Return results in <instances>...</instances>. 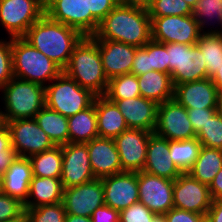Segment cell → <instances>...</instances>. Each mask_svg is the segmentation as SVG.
<instances>
[{"mask_svg": "<svg viewBox=\"0 0 222 222\" xmlns=\"http://www.w3.org/2000/svg\"><path fill=\"white\" fill-rule=\"evenodd\" d=\"M90 37L143 47L152 39L151 18L147 10L119 3L103 18L96 33Z\"/></svg>", "mask_w": 222, "mask_h": 222, "instance_id": "6da1fadb", "label": "cell"}, {"mask_svg": "<svg viewBox=\"0 0 222 222\" xmlns=\"http://www.w3.org/2000/svg\"><path fill=\"white\" fill-rule=\"evenodd\" d=\"M83 37L78 30L54 21L46 14L36 21L23 36L62 70L68 65L74 47Z\"/></svg>", "mask_w": 222, "mask_h": 222, "instance_id": "7a4b0ae2", "label": "cell"}, {"mask_svg": "<svg viewBox=\"0 0 222 222\" xmlns=\"http://www.w3.org/2000/svg\"><path fill=\"white\" fill-rule=\"evenodd\" d=\"M63 71L94 95L105 94L109 80L104 73L99 47L90 36H84L74 47Z\"/></svg>", "mask_w": 222, "mask_h": 222, "instance_id": "3957f363", "label": "cell"}, {"mask_svg": "<svg viewBox=\"0 0 222 222\" xmlns=\"http://www.w3.org/2000/svg\"><path fill=\"white\" fill-rule=\"evenodd\" d=\"M13 76L37 83L53 81L63 70L23 37L11 38Z\"/></svg>", "mask_w": 222, "mask_h": 222, "instance_id": "277c9868", "label": "cell"}, {"mask_svg": "<svg viewBox=\"0 0 222 222\" xmlns=\"http://www.w3.org/2000/svg\"><path fill=\"white\" fill-rule=\"evenodd\" d=\"M1 90L5 102V121L34 118L45 106V87L13 77Z\"/></svg>", "mask_w": 222, "mask_h": 222, "instance_id": "5b68a950", "label": "cell"}, {"mask_svg": "<svg viewBox=\"0 0 222 222\" xmlns=\"http://www.w3.org/2000/svg\"><path fill=\"white\" fill-rule=\"evenodd\" d=\"M53 81L56 82L45 86V105L64 117H71L94 103L96 95L82 88L64 71Z\"/></svg>", "mask_w": 222, "mask_h": 222, "instance_id": "8992f818", "label": "cell"}, {"mask_svg": "<svg viewBox=\"0 0 222 222\" xmlns=\"http://www.w3.org/2000/svg\"><path fill=\"white\" fill-rule=\"evenodd\" d=\"M165 47L174 86L208 78L203 54L197 45L169 43Z\"/></svg>", "mask_w": 222, "mask_h": 222, "instance_id": "52a82bcc", "label": "cell"}, {"mask_svg": "<svg viewBox=\"0 0 222 222\" xmlns=\"http://www.w3.org/2000/svg\"><path fill=\"white\" fill-rule=\"evenodd\" d=\"M45 14V0H0V22L10 38L23 37Z\"/></svg>", "mask_w": 222, "mask_h": 222, "instance_id": "ba28073f", "label": "cell"}, {"mask_svg": "<svg viewBox=\"0 0 222 222\" xmlns=\"http://www.w3.org/2000/svg\"><path fill=\"white\" fill-rule=\"evenodd\" d=\"M150 18L152 40L160 43L196 45L202 34L193 15Z\"/></svg>", "mask_w": 222, "mask_h": 222, "instance_id": "9c48e42d", "label": "cell"}, {"mask_svg": "<svg viewBox=\"0 0 222 222\" xmlns=\"http://www.w3.org/2000/svg\"><path fill=\"white\" fill-rule=\"evenodd\" d=\"M45 14L78 30L83 36H93L100 24L91 13H87L85 0H45Z\"/></svg>", "mask_w": 222, "mask_h": 222, "instance_id": "30bf717a", "label": "cell"}, {"mask_svg": "<svg viewBox=\"0 0 222 222\" xmlns=\"http://www.w3.org/2000/svg\"><path fill=\"white\" fill-rule=\"evenodd\" d=\"M11 136L12 148L19 156L29 158L55 146L34 118L6 122Z\"/></svg>", "mask_w": 222, "mask_h": 222, "instance_id": "8fae6325", "label": "cell"}, {"mask_svg": "<svg viewBox=\"0 0 222 222\" xmlns=\"http://www.w3.org/2000/svg\"><path fill=\"white\" fill-rule=\"evenodd\" d=\"M154 133L168 140H189L196 137L187 109L173 98L158 104Z\"/></svg>", "mask_w": 222, "mask_h": 222, "instance_id": "7c38bea8", "label": "cell"}, {"mask_svg": "<svg viewBox=\"0 0 222 222\" xmlns=\"http://www.w3.org/2000/svg\"><path fill=\"white\" fill-rule=\"evenodd\" d=\"M211 203L209 186L197 181L189 173H182L174 180V208L206 216Z\"/></svg>", "mask_w": 222, "mask_h": 222, "instance_id": "4fadbf2b", "label": "cell"}, {"mask_svg": "<svg viewBox=\"0 0 222 222\" xmlns=\"http://www.w3.org/2000/svg\"><path fill=\"white\" fill-rule=\"evenodd\" d=\"M173 185L174 180L139 171V202L155 214H166L174 207Z\"/></svg>", "mask_w": 222, "mask_h": 222, "instance_id": "5bb4252c", "label": "cell"}, {"mask_svg": "<svg viewBox=\"0 0 222 222\" xmlns=\"http://www.w3.org/2000/svg\"><path fill=\"white\" fill-rule=\"evenodd\" d=\"M62 203L66 214L91 217L98 207L105 204L102 179L95 178L64 189Z\"/></svg>", "mask_w": 222, "mask_h": 222, "instance_id": "9a60e30c", "label": "cell"}, {"mask_svg": "<svg viewBox=\"0 0 222 222\" xmlns=\"http://www.w3.org/2000/svg\"><path fill=\"white\" fill-rule=\"evenodd\" d=\"M62 174L60 180L63 188L67 189L85 184L93 179L87 144L68 143L62 145Z\"/></svg>", "mask_w": 222, "mask_h": 222, "instance_id": "2e32d148", "label": "cell"}, {"mask_svg": "<svg viewBox=\"0 0 222 222\" xmlns=\"http://www.w3.org/2000/svg\"><path fill=\"white\" fill-rule=\"evenodd\" d=\"M151 133L141 129L128 128L114 138L122 172H139L143 170Z\"/></svg>", "mask_w": 222, "mask_h": 222, "instance_id": "e0dca14e", "label": "cell"}, {"mask_svg": "<svg viewBox=\"0 0 222 222\" xmlns=\"http://www.w3.org/2000/svg\"><path fill=\"white\" fill-rule=\"evenodd\" d=\"M101 179L107 206L120 212L139 202L138 172L123 171Z\"/></svg>", "mask_w": 222, "mask_h": 222, "instance_id": "ac0fdd59", "label": "cell"}, {"mask_svg": "<svg viewBox=\"0 0 222 222\" xmlns=\"http://www.w3.org/2000/svg\"><path fill=\"white\" fill-rule=\"evenodd\" d=\"M93 40L99 47L104 73L108 80L131 72L138 47L111 40Z\"/></svg>", "mask_w": 222, "mask_h": 222, "instance_id": "d6986e66", "label": "cell"}, {"mask_svg": "<svg viewBox=\"0 0 222 222\" xmlns=\"http://www.w3.org/2000/svg\"><path fill=\"white\" fill-rule=\"evenodd\" d=\"M219 92L210 78L174 86V96L186 109L218 108Z\"/></svg>", "mask_w": 222, "mask_h": 222, "instance_id": "ffe728a7", "label": "cell"}, {"mask_svg": "<svg viewBox=\"0 0 222 222\" xmlns=\"http://www.w3.org/2000/svg\"><path fill=\"white\" fill-rule=\"evenodd\" d=\"M124 116L128 128L154 132L158 104L142 96L112 101Z\"/></svg>", "mask_w": 222, "mask_h": 222, "instance_id": "44dd1931", "label": "cell"}, {"mask_svg": "<svg viewBox=\"0 0 222 222\" xmlns=\"http://www.w3.org/2000/svg\"><path fill=\"white\" fill-rule=\"evenodd\" d=\"M86 144L95 178H103L122 172L119 153L113 138L97 137Z\"/></svg>", "mask_w": 222, "mask_h": 222, "instance_id": "7402d4cb", "label": "cell"}, {"mask_svg": "<svg viewBox=\"0 0 222 222\" xmlns=\"http://www.w3.org/2000/svg\"><path fill=\"white\" fill-rule=\"evenodd\" d=\"M143 171L169 180L182 174L171 159L168 139L150 134Z\"/></svg>", "mask_w": 222, "mask_h": 222, "instance_id": "603a6c76", "label": "cell"}, {"mask_svg": "<svg viewBox=\"0 0 222 222\" xmlns=\"http://www.w3.org/2000/svg\"><path fill=\"white\" fill-rule=\"evenodd\" d=\"M32 178L33 171L30 159L18 156L2 175V193L25 204Z\"/></svg>", "mask_w": 222, "mask_h": 222, "instance_id": "cb8c5ba5", "label": "cell"}, {"mask_svg": "<svg viewBox=\"0 0 222 222\" xmlns=\"http://www.w3.org/2000/svg\"><path fill=\"white\" fill-rule=\"evenodd\" d=\"M94 104L99 137L114 139L128 129L124 116L114 102L105 96H96Z\"/></svg>", "mask_w": 222, "mask_h": 222, "instance_id": "d4e9b609", "label": "cell"}, {"mask_svg": "<svg viewBox=\"0 0 222 222\" xmlns=\"http://www.w3.org/2000/svg\"><path fill=\"white\" fill-rule=\"evenodd\" d=\"M63 191L64 188L60 178L33 176L29 184V193L24 208H35L41 205L62 202ZM29 198H33V200Z\"/></svg>", "mask_w": 222, "mask_h": 222, "instance_id": "484cf974", "label": "cell"}, {"mask_svg": "<svg viewBox=\"0 0 222 222\" xmlns=\"http://www.w3.org/2000/svg\"><path fill=\"white\" fill-rule=\"evenodd\" d=\"M141 96L161 104L174 96V85L170 74L149 71L137 76Z\"/></svg>", "mask_w": 222, "mask_h": 222, "instance_id": "4316f807", "label": "cell"}, {"mask_svg": "<svg viewBox=\"0 0 222 222\" xmlns=\"http://www.w3.org/2000/svg\"><path fill=\"white\" fill-rule=\"evenodd\" d=\"M69 143H88L98 136L95 104L68 117Z\"/></svg>", "mask_w": 222, "mask_h": 222, "instance_id": "83f0119b", "label": "cell"}, {"mask_svg": "<svg viewBox=\"0 0 222 222\" xmlns=\"http://www.w3.org/2000/svg\"><path fill=\"white\" fill-rule=\"evenodd\" d=\"M221 168L222 150L202 146L188 173L197 181L209 186Z\"/></svg>", "mask_w": 222, "mask_h": 222, "instance_id": "f1b7e54d", "label": "cell"}, {"mask_svg": "<svg viewBox=\"0 0 222 222\" xmlns=\"http://www.w3.org/2000/svg\"><path fill=\"white\" fill-rule=\"evenodd\" d=\"M38 126L50 137L55 145L69 143L68 118L46 105L35 115Z\"/></svg>", "mask_w": 222, "mask_h": 222, "instance_id": "f546056e", "label": "cell"}, {"mask_svg": "<svg viewBox=\"0 0 222 222\" xmlns=\"http://www.w3.org/2000/svg\"><path fill=\"white\" fill-rule=\"evenodd\" d=\"M33 176L61 178L62 174V145H55L51 149L29 157Z\"/></svg>", "mask_w": 222, "mask_h": 222, "instance_id": "4dcf8cb0", "label": "cell"}, {"mask_svg": "<svg viewBox=\"0 0 222 222\" xmlns=\"http://www.w3.org/2000/svg\"><path fill=\"white\" fill-rule=\"evenodd\" d=\"M202 145L195 137L189 140H169L173 163L181 173H188L198 158Z\"/></svg>", "mask_w": 222, "mask_h": 222, "instance_id": "1f68e13d", "label": "cell"}, {"mask_svg": "<svg viewBox=\"0 0 222 222\" xmlns=\"http://www.w3.org/2000/svg\"><path fill=\"white\" fill-rule=\"evenodd\" d=\"M197 47L201 50L211 78L222 66V34H201Z\"/></svg>", "mask_w": 222, "mask_h": 222, "instance_id": "d6a6232c", "label": "cell"}, {"mask_svg": "<svg viewBox=\"0 0 222 222\" xmlns=\"http://www.w3.org/2000/svg\"><path fill=\"white\" fill-rule=\"evenodd\" d=\"M110 101L140 97L137 76L131 73L109 79L107 89L103 95Z\"/></svg>", "mask_w": 222, "mask_h": 222, "instance_id": "836d02e7", "label": "cell"}, {"mask_svg": "<svg viewBox=\"0 0 222 222\" xmlns=\"http://www.w3.org/2000/svg\"><path fill=\"white\" fill-rule=\"evenodd\" d=\"M192 15L198 22L200 31H203L202 34H222V29L221 31L211 29L209 32L203 29L207 21L205 18L212 21L215 17L220 26L222 25V0H199L193 8Z\"/></svg>", "mask_w": 222, "mask_h": 222, "instance_id": "e575fe53", "label": "cell"}, {"mask_svg": "<svg viewBox=\"0 0 222 222\" xmlns=\"http://www.w3.org/2000/svg\"><path fill=\"white\" fill-rule=\"evenodd\" d=\"M24 209V222H65L66 211L62 202Z\"/></svg>", "mask_w": 222, "mask_h": 222, "instance_id": "d590c367", "label": "cell"}, {"mask_svg": "<svg viewBox=\"0 0 222 222\" xmlns=\"http://www.w3.org/2000/svg\"><path fill=\"white\" fill-rule=\"evenodd\" d=\"M202 146L222 150V114L212 115L196 135Z\"/></svg>", "mask_w": 222, "mask_h": 222, "instance_id": "8d00e7d4", "label": "cell"}, {"mask_svg": "<svg viewBox=\"0 0 222 222\" xmlns=\"http://www.w3.org/2000/svg\"><path fill=\"white\" fill-rule=\"evenodd\" d=\"M147 11L150 17L187 16L193 14V9L184 0H153Z\"/></svg>", "mask_w": 222, "mask_h": 222, "instance_id": "74e56055", "label": "cell"}, {"mask_svg": "<svg viewBox=\"0 0 222 222\" xmlns=\"http://www.w3.org/2000/svg\"><path fill=\"white\" fill-rule=\"evenodd\" d=\"M24 215V204L7 194H0V222L24 221Z\"/></svg>", "mask_w": 222, "mask_h": 222, "instance_id": "f35d334b", "label": "cell"}, {"mask_svg": "<svg viewBox=\"0 0 222 222\" xmlns=\"http://www.w3.org/2000/svg\"><path fill=\"white\" fill-rule=\"evenodd\" d=\"M148 55L150 56L151 71H160L169 74L168 51L165 43L154 40L148 41Z\"/></svg>", "mask_w": 222, "mask_h": 222, "instance_id": "ab89813d", "label": "cell"}, {"mask_svg": "<svg viewBox=\"0 0 222 222\" xmlns=\"http://www.w3.org/2000/svg\"><path fill=\"white\" fill-rule=\"evenodd\" d=\"M11 38L0 40V90L13 78Z\"/></svg>", "mask_w": 222, "mask_h": 222, "instance_id": "60d3db41", "label": "cell"}, {"mask_svg": "<svg viewBox=\"0 0 222 222\" xmlns=\"http://www.w3.org/2000/svg\"><path fill=\"white\" fill-rule=\"evenodd\" d=\"M154 215L145 205L137 202L119 212V222H153Z\"/></svg>", "mask_w": 222, "mask_h": 222, "instance_id": "b9f144b4", "label": "cell"}, {"mask_svg": "<svg viewBox=\"0 0 222 222\" xmlns=\"http://www.w3.org/2000/svg\"><path fill=\"white\" fill-rule=\"evenodd\" d=\"M87 4V13L100 23L103 18L112 11L119 3V0H85Z\"/></svg>", "mask_w": 222, "mask_h": 222, "instance_id": "7bdbcfd3", "label": "cell"}, {"mask_svg": "<svg viewBox=\"0 0 222 222\" xmlns=\"http://www.w3.org/2000/svg\"><path fill=\"white\" fill-rule=\"evenodd\" d=\"M218 111V108H196L187 109L188 119L192 123L195 134L197 135L208 119Z\"/></svg>", "mask_w": 222, "mask_h": 222, "instance_id": "ee69618b", "label": "cell"}, {"mask_svg": "<svg viewBox=\"0 0 222 222\" xmlns=\"http://www.w3.org/2000/svg\"><path fill=\"white\" fill-rule=\"evenodd\" d=\"M151 71L150 56L148 55V42L143 47H138L135 52L131 74L136 76Z\"/></svg>", "mask_w": 222, "mask_h": 222, "instance_id": "f6af8a7d", "label": "cell"}, {"mask_svg": "<svg viewBox=\"0 0 222 222\" xmlns=\"http://www.w3.org/2000/svg\"><path fill=\"white\" fill-rule=\"evenodd\" d=\"M167 222H203L205 215L177 208L170 209L165 214Z\"/></svg>", "mask_w": 222, "mask_h": 222, "instance_id": "bcb514c9", "label": "cell"}, {"mask_svg": "<svg viewBox=\"0 0 222 222\" xmlns=\"http://www.w3.org/2000/svg\"><path fill=\"white\" fill-rule=\"evenodd\" d=\"M91 222H119V211L104 204L92 213Z\"/></svg>", "mask_w": 222, "mask_h": 222, "instance_id": "7dc6e473", "label": "cell"}, {"mask_svg": "<svg viewBox=\"0 0 222 222\" xmlns=\"http://www.w3.org/2000/svg\"><path fill=\"white\" fill-rule=\"evenodd\" d=\"M205 219L208 222H222V199L212 200Z\"/></svg>", "mask_w": 222, "mask_h": 222, "instance_id": "c3c4849f", "label": "cell"}, {"mask_svg": "<svg viewBox=\"0 0 222 222\" xmlns=\"http://www.w3.org/2000/svg\"><path fill=\"white\" fill-rule=\"evenodd\" d=\"M19 155L16 151H2L0 154V175L2 176Z\"/></svg>", "mask_w": 222, "mask_h": 222, "instance_id": "681fc988", "label": "cell"}, {"mask_svg": "<svg viewBox=\"0 0 222 222\" xmlns=\"http://www.w3.org/2000/svg\"><path fill=\"white\" fill-rule=\"evenodd\" d=\"M209 191L212 200L222 199V168L209 185Z\"/></svg>", "mask_w": 222, "mask_h": 222, "instance_id": "f907efd6", "label": "cell"}, {"mask_svg": "<svg viewBox=\"0 0 222 222\" xmlns=\"http://www.w3.org/2000/svg\"><path fill=\"white\" fill-rule=\"evenodd\" d=\"M2 151H15L11 145V136L7 124L0 128V154Z\"/></svg>", "mask_w": 222, "mask_h": 222, "instance_id": "816d5d0a", "label": "cell"}, {"mask_svg": "<svg viewBox=\"0 0 222 222\" xmlns=\"http://www.w3.org/2000/svg\"><path fill=\"white\" fill-rule=\"evenodd\" d=\"M121 4L148 10L153 0H119Z\"/></svg>", "mask_w": 222, "mask_h": 222, "instance_id": "f5cc1de1", "label": "cell"}, {"mask_svg": "<svg viewBox=\"0 0 222 222\" xmlns=\"http://www.w3.org/2000/svg\"><path fill=\"white\" fill-rule=\"evenodd\" d=\"M217 87L218 92L222 90V66L217 69L216 73L210 78Z\"/></svg>", "mask_w": 222, "mask_h": 222, "instance_id": "db71d44e", "label": "cell"}, {"mask_svg": "<svg viewBox=\"0 0 222 222\" xmlns=\"http://www.w3.org/2000/svg\"><path fill=\"white\" fill-rule=\"evenodd\" d=\"M65 222H91V217L66 214Z\"/></svg>", "mask_w": 222, "mask_h": 222, "instance_id": "11a10c76", "label": "cell"}, {"mask_svg": "<svg viewBox=\"0 0 222 222\" xmlns=\"http://www.w3.org/2000/svg\"><path fill=\"white\" fill-rule=\"evenodd\" d=\"M153 222H167L165 214H155L153 216Z\"/></svg>", "mask_w": 222, "mask_h": 222, "instance_id": "9f6ffc18", "label": "cell"}, {"mask_svg": "<svg viewBox=\"0 0 222 222\" xmlns=\"http://www.w3.org/2000/svg\"><path fill=\"white\" fill-rule=\"evenodd\" d=\"M218 111L222 114V90L219 91L218 96Z\"/></svg>", "mask_w": 222, "mask_h": 222, "instance_id": "6f0895ef", "label": "cell"}, {"mask_svg": "<svg viewBox=\"0 0 222 222\" xmlns=\"http://www.w3.org/2000/svg\"><path fill=\"white\" fill-rule=\"evenodd\" d=\"M6 124L4 112L0 110V128H2Z\"/></svg>", "mask_w": 222, "mask_h": 222, "instance_id": "680465c9", "label": "cell"}, {"mask_svg": "<svg viewBox=\"0 0 222 222\" xmlns=\"http://www.w3.org/2000/svg\"><path fill=\"white\" fill-rule=\"evenodd\" d=\"M186 3H188L190 6H191V8L193 9L196 5H197V3L199 2V0H184Z\"/></svg>", "mask_w": 222, "mask_h": 222, "instance_id": "91938a15", "label": "cell"}, {"mask_svg": "<svg viewBox=\"0 0 222 222\" xmlns=\"http://www.w3.org/2000/svg\"><path fill=\"white\" fill-rule=\"evenodd\" d=\"M2 193V176L0 175V194Z\"/></svg>", "mask_w": 222, "mask_h": 222, "instance_id": "94428289", "label": "cell"}]
</instances>
